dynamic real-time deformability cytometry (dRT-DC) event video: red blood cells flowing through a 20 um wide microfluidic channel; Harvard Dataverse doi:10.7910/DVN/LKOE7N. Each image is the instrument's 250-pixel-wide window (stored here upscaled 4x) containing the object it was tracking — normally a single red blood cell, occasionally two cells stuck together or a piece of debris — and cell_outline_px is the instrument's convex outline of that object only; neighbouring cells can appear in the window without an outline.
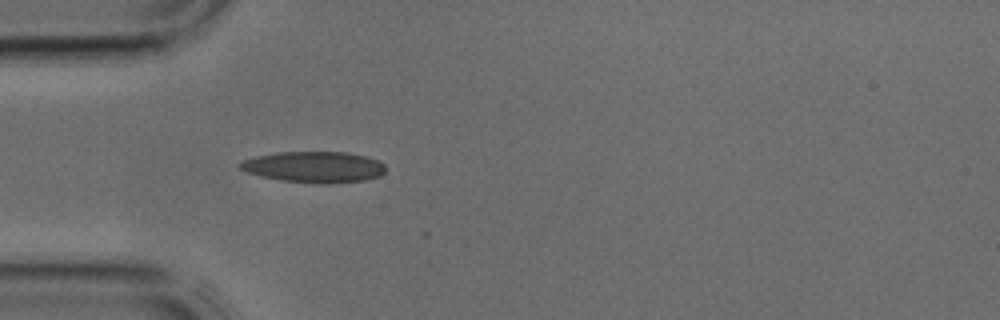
{"species": "common noctule bat (a hibernating species)", "species_latin": "Nyctalus noctula", "temperature_condition": "cold", "stored_images_in_passage": 2, "camera_frame_rate_fps": 3000, "um_per_image_px": 0.085, "animal": {"sex": "male", "body_mass_g": 17.9, "forearm_length_mm": 54.2}, "frame": {"image": 1, "passage_image": 2, "time_ms": 0.333, "image_size_px": [1000, 320], "cell_outline_px": [[384, 172], [380, 176], [364, 180], [328, 184], [320, 184], [280, 180], [260, 176], [248, 172], [240, 168], [236, 164], [240, 160], [256, 156], [276, 152], [348, 152], [364, 156], [376, 160], [384, 164]], "centroid_in_image_um": [26.65, 14.19], "position_along_channel_um": 58.3, "area_um2": 26.47}}